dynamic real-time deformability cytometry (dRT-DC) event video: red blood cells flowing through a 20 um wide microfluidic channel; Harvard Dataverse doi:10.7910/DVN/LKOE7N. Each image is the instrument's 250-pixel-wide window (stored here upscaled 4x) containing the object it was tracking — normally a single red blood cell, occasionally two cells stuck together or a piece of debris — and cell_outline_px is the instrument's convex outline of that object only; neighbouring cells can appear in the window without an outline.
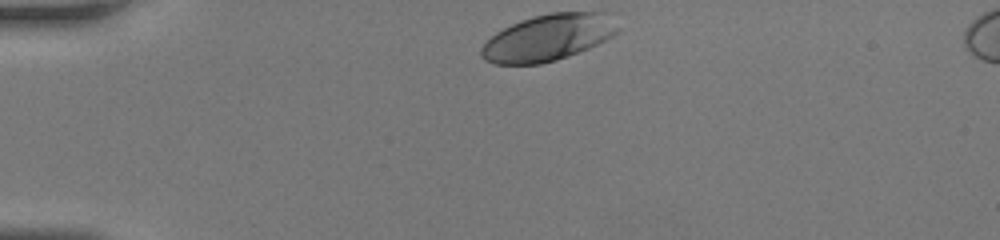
{"species": "human", "species_latin": "Homo sapiens", "temperature_condition": "room temperature", "stored_images_in_passage": 29, "camera_frame_rate_fps": 3000, "um_per_image_px": 0.085, "donor": {"sex": "female"}, "frame": {"image": 1, "passage_image": 1, "time_ms": 0.0, "image_size_px": [1000, 240], "cell_outline_px": [[620, 28], [612, 36], [588, 48], [568, 56], [556, 60], [540, 64], [492, 64], [484, 60], [480, 56], [480, 48], [496, 32], [520, 20], [552, 12], [612, 12]], "centroid_in_image_um": [46.61, 3.19], "position_along_channel_um": 38.4, "area_um2": 37.11}}
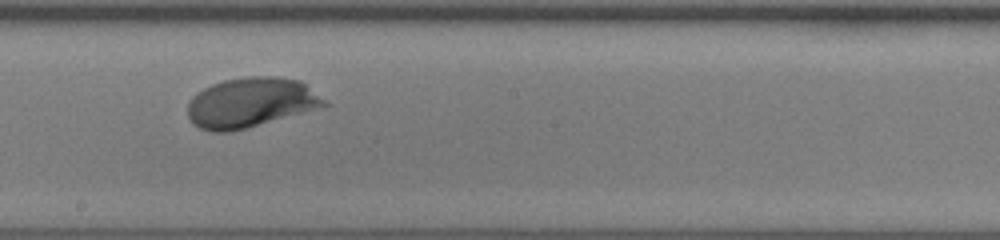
{"frame": {"image": 2, "passage_image": 17, "time_ms": 5.333, "image_size_px": [1000, 240], "cell_outline_px": [[328, 104], [244, 128], [228, 132], [212, 132], [200, 128], [192, 124], [188, 116], [188, 104], [192, 96], [196, 92], [212, 84], [224, 80], [248, 76], [272, 76], [300, 80], [324, 100]], "centroid_in_image_um": [21.21, 8.7], "position_along_channel_um": 227.0, "area_um2": 38.78}}
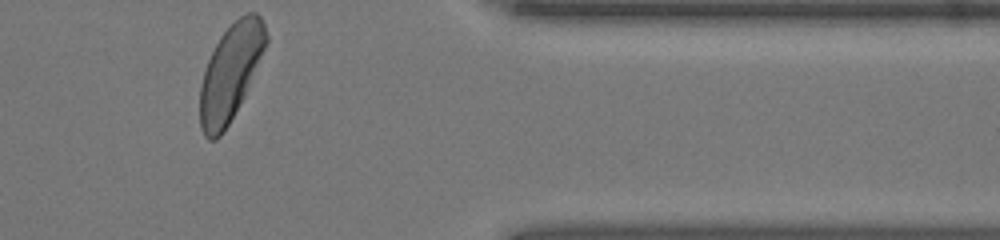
{"frame": {"image": 3, "passage_image": 29, "time_ms": 9.333, "image_size_px": [1000, 240], "cell_outline_px": [[268, 40], [244, 96], [224, 132], [216, 140], [208, 140], [204, 136], [200, 128], [200, 84], [208, 60], [220, 36], [240, 16], [248, 12], [256, 12], [260, 16], [264, 24], [268, 36]], "centroid_in_image_um": [19.58, 6.19], "position_along_channel_um": 391.8, "area_um2": 36.59}}